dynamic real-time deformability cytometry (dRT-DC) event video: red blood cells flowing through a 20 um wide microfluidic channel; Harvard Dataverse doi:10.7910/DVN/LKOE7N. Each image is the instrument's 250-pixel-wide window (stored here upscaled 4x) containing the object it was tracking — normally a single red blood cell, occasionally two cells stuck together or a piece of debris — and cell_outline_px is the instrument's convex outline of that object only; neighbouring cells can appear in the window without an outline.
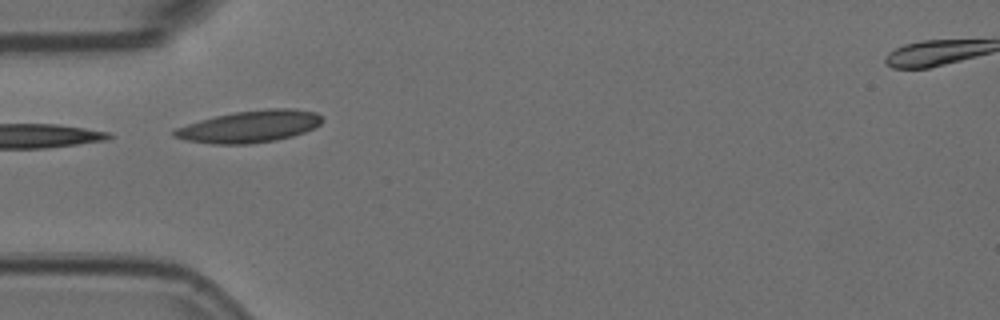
{"species": "Egyptian fruit bat (a non-hibernating species)", "species_latin": "Rousettus aegyptiacus", "temperature_condition": "room temperature", "stored_images_in_passage": 6, "camera_frame_rate_fps": 3000, "um_per_image_px": 0.085, "animal": {"sex": "female"}, "frame": {"image": 1, "passage_image": 5, "time_ms": 1.333, "image_size_px": [1000, 320], "cell_outline_px": [[324, 120], [316, 128], [292, 136], [276, 140], [252, 144], [212, 144], [188, 140], [172, 136], [172, 132], [176, 128], [200, 120], [216, 116], [236, 112], [268, 108], [292, 108], [316, 112]], "centroid_in_image_um": [21.26, 10.75], "position_along_channel_um": 63.7, "area_um2": 27.51}}
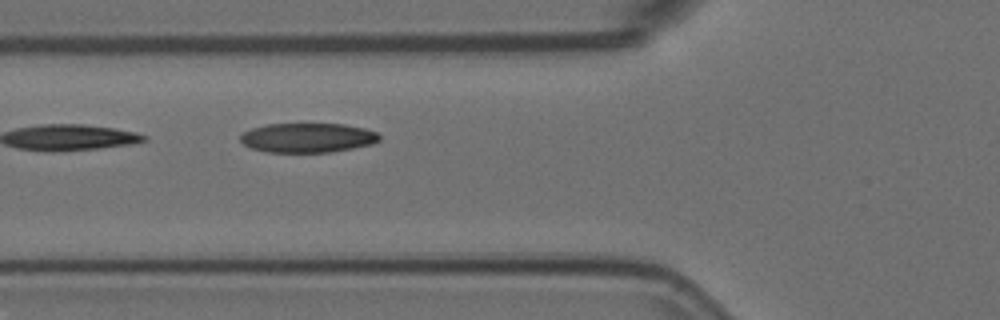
{"frame": {"image": 2, "passage_image": 6, "time_ms": 1.667, "image_size_px": [1000, 320], "cell_outline_px": [[380, 140], [372, 144], [332, 152], [268, 152], [252, 148], [244, 144], [240, 140], [240, 136], [244, 132], [252, 128], [268, 124], [344, 124], [364, 128], [376, 132], [380, 136]], "centroid_in_image_um": [26.16, 11.71], "position_along_channel_um": 99.6, "area_um2": 23.76}}